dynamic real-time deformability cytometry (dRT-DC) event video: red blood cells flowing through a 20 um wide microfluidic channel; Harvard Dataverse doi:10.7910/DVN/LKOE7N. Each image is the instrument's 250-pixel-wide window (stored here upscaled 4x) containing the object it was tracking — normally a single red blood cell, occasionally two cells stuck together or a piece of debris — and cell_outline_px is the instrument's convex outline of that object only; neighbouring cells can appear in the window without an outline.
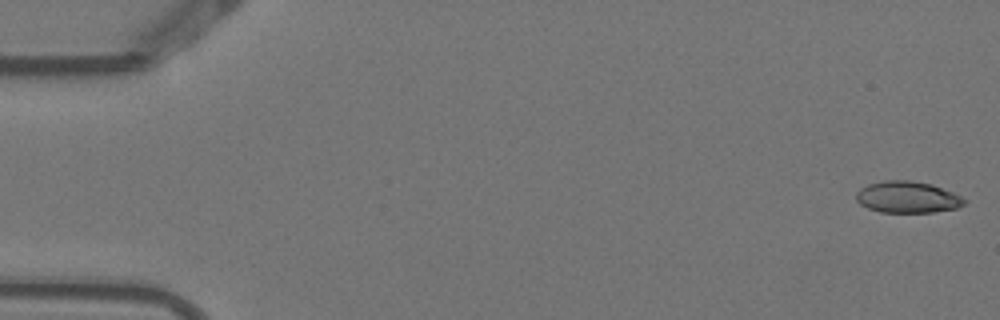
{"species": "Egyptian fruit bat (a non-hibernating species)", "species_latin": "Rousettus aegyptiacus", "temperature_condition": "warm", "stored_images_in_passage": 5, "camera_frame_rate_fps": 3000, "um_per_image_px": 0.085, "animal": {"sex": "female"}, "frame": {"image": 1, "passage_image": 1, "time_ms": 0.0, "image_size_px": [1000, 320], "cell_outline_px": [[968, 200], [964, 204], [956, 208], [932, 212], [880, 212], [868, 208], [860, 204], [856, 200], [856, 192], [860, 188], [868, 184], [884, 180], [908, 180], [932, 184], [952, 192]], "centroid_in_image_um": [77.11, 16.75], "position_along_channel_um": 7.9, "area_um2": 19.88}}
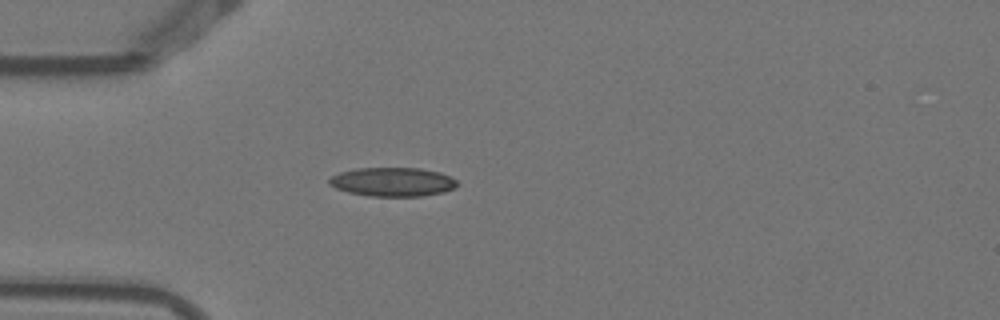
{"frame": {"image": 2, "passage_image": 5, "time_ms": 1.333, "image_size_px": [1000, 320], "cell_outline_px": [[460, 184], [456, 188], [444, 192], [420, 196], [368, 196], [348, 192], [336, 188], [328, 184], [328, 180], [332, 176], [340, 172], [356, 168], [420, 168], [440, 172], [452, 176]], "centroid_in_image_um": [33.41, 15.46], "position_along_channel_um": 51.6, "area_um2": 21.79}}